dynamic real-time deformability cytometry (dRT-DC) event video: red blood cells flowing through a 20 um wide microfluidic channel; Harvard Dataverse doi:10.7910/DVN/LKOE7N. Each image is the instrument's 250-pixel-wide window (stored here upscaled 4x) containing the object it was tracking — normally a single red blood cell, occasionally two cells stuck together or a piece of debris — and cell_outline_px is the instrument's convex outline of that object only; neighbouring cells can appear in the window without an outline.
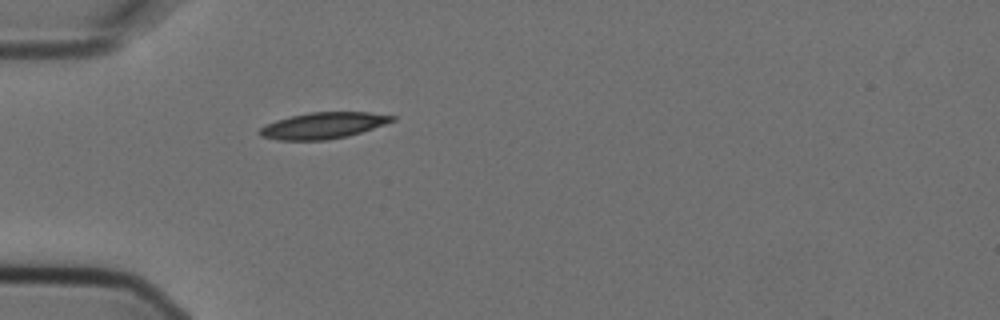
{"species": "Egyptian fruit bat (a non-hibernating species)", "species_latin": "Rousettus aegyptiacus", "temperature_condition": "cold", "stored_images_in_passage": 1, "camera_frame_rate_fps": 3000, "um_per_image_px": 0.085, "animal": {"sex": "female"}, "frame": {"image": 1, "passage_image": 1, "time_ms": 0.0, "image_size_px": [1000, 320], "cell_outline_px": [[396, 120], [348, 136], [328, 140], [276, 140], [260, 136], [256, 132], [260, 128], [276, 120], [292, 116], [312, 112], [368, 112], [396, 116]], "centroid_in_image_um": [27.45, 10.67], "position_along_channel_um": 57.6, "area_um2": 20.17}}